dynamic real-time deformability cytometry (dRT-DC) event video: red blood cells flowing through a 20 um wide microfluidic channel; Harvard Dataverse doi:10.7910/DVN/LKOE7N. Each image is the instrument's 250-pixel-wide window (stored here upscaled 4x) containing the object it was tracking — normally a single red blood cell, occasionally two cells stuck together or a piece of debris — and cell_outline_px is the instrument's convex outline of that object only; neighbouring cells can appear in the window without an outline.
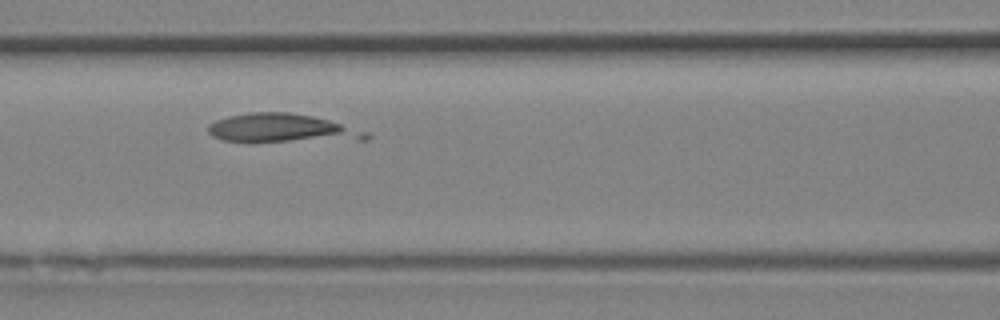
{"species": "Egyptian fruit bat (a non-hibernating species)", "species_latin": "Rousettus aegyptiacus", "temperature_condition": "room temperature", "stored_images_in_passage": 23, "camera_frame_rate_fps": 3000, "um_per_image_px": 0.085, "animal": {"sex": "female"}, "frame": {"image": 1, "passage_image": 8, "time_ms": 2.333, "image_size_px": [1000, 320], "cell_outline_px": [[372, 136], [368, 140], [224, 140], [212, 136], [208, 132], [208, 124], [216, 120], [228, 116], [248, 112], [288, 112], [312, 116], [328, 120], [368, 132]], "centroid_in_image_um": [23.97, 10.88], "position_along_channel_um": 142.6, "area_um2": 25.66}}
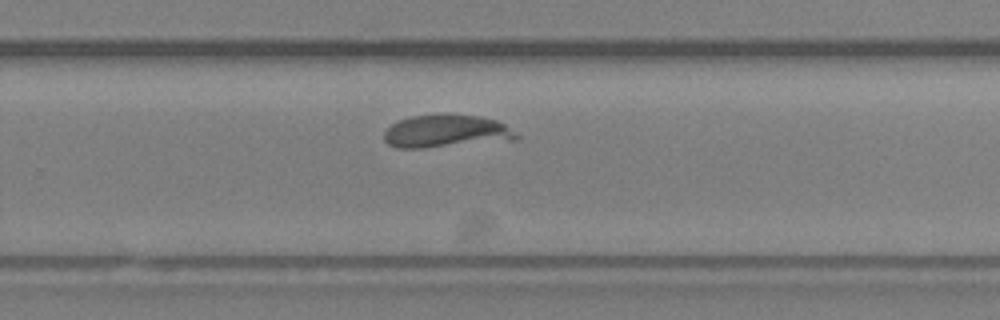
{"frame": {"image": 2, "passage_image": 15, "time_ms": 4.667, "image_size_px": [1000, 320], "cell_outline_px": [[520, 136], [516, 140], [424, 148], [396, 148], [388, 144], [384, 140], [384, 132], [392, 124], [400, 120], [412, 116], [480, 116], [496, 120], [504, 124]], "centroid_in_image_um": [37.94, 11.2], "position_along_channel_um": 291.9, "area_um2": 24.8}}
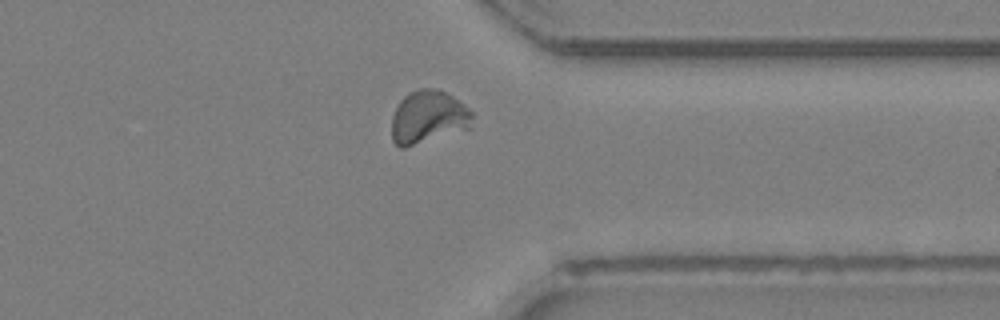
{"frame": {"image": 3, "passage_image": 19, "time_ms": 6.0, "image_size_px": [1000, 320], "cell_outline_px": [[472, 116], [468, 128], [404, 148], [400, 148], [392, 140], [392, 116], [400, 100], [408, 92], [420, 88], [436, 88], [452, 96], [464, 104], [472, 112]], "centroid_in_image_um": [36.36, 9.94], "position_along_channel_um": 375.0, "area_um2": 24.62}}